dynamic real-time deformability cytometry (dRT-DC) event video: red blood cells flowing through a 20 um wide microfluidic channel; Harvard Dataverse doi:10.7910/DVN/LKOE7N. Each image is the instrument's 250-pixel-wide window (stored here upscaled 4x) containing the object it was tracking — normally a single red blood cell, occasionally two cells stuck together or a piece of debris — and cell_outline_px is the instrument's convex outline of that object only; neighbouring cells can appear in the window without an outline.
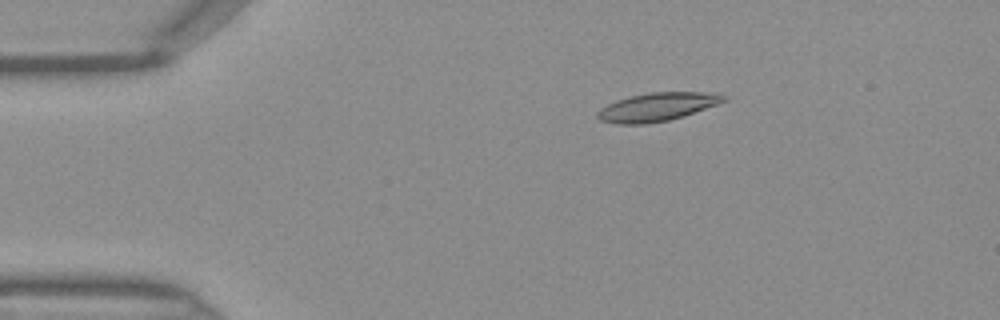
{"species": "Egyptian fruit bat (a non-hibernating species)", "species_latin": "Rousettus aegyptiacus", "temperature_condition": "warm", "stored_images_in_passage": 46, "camera_frame_rate_fps": 3000, "um_per_image_px": 0.085, "frame": {"image": 1, "passage_image": 8, "time_ms": 2.333, "image_size_px": [1000, 320], "cell_outline_px": [[728, 100], [684, 116], [668, 120], [644, 124], [616, 124], [600, 120], [596, 116], [596, 112], [600, 108], [616, 100], [628, 96], [652, 92], [720, 92], [728, 96]], "centroid_in_image_um": [55.89, 9.07], "position_along_channel_um": 29.1, "area_um2": 21.1}}
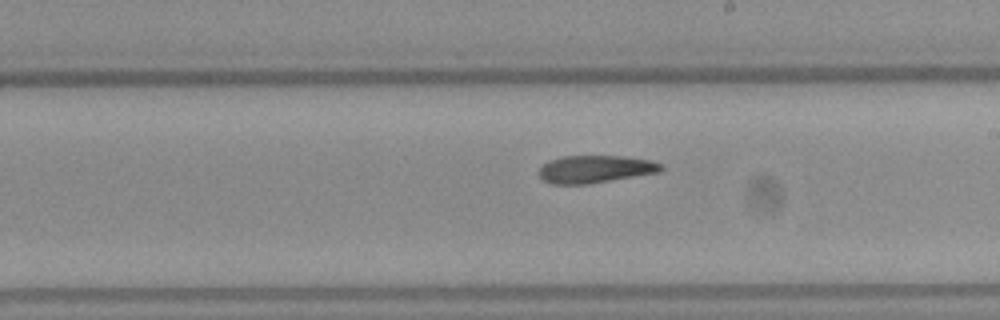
{"frame": {"image": 2, "passage_image": 26, "time_ms": 8.333, "image_size_px": [1000, 320], "cell_outline_px": [[664, 168], [660, 172], [588, 184], [552, 184], [544, 180], [540, 176], [540, 168], [548, 160], [564, 156], [624, 156], [652, 160], [664, 164]], "centroid_in_image_um": [50.65, 14.37], "position_along_channel_um": 238.4, "area_um2": 19.65}}
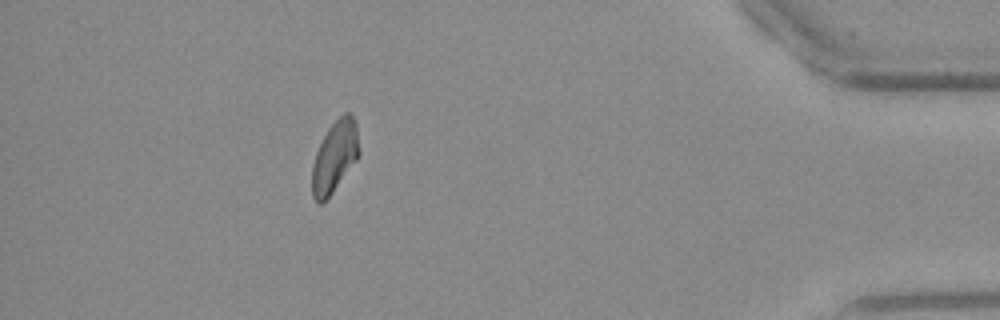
{"frame": {"image": 3, "passage_image": 41, "time_ms": 13.333, "image_size_px": [1000, 320], "cell_outline_px": [[360, 152], [356, 160], [332, 192], [320, 204], [316, 204], [312, 196], [312, 164], [316, 152], [328, 128], [344, 112], [348, 112], [356, 120]], "centroid_in_image_um": [28.45, 13.3], "position_along_channel_um": 406.8, "area_um2": 19.42}}